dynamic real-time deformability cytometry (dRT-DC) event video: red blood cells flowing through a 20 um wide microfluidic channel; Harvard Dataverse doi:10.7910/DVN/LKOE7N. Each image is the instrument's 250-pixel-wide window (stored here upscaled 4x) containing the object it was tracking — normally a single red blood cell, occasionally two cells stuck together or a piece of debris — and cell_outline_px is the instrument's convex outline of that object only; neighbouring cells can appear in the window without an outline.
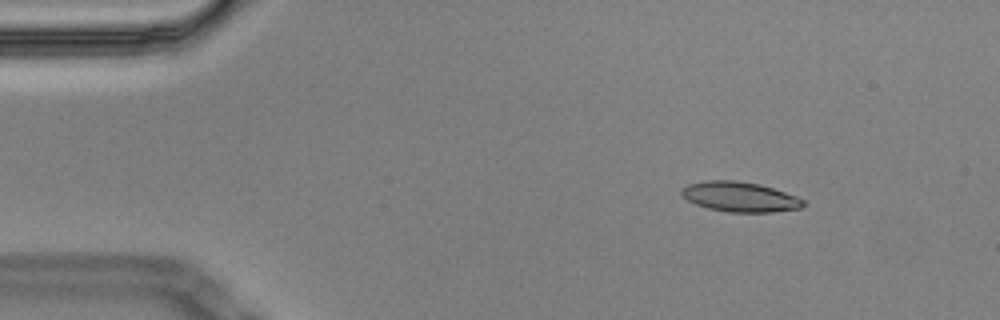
{"species": "Egyptian fruit bat (a non-hibernating species)", "species_latin": "Rousettus aegyptiacus", "temperature_condition": "cold", "stored_images_in_passage": 7, "camera_frame_rate_fps": 3000, "um_per_image_px": 0.085, "animal": {"sex": "male"}, "frame": {"image": 1, "passage_image": 3, "time_ms": 0.667, "image_size_px": [1000, 320], "cell_outline_px": [[804, 204], [800, 208], [772, 212], [728, 212], [708, 208], [696, 204], [688, 200], [680, 192], [680, 188], [688, 184], [704, 180], [736, 180], [760, 184], [796, 196], [804, 200]], "centroid_in_image_um": [62.86, 16.72], "position_along_channel_um": 22.1, "area_um2": 21.21}}